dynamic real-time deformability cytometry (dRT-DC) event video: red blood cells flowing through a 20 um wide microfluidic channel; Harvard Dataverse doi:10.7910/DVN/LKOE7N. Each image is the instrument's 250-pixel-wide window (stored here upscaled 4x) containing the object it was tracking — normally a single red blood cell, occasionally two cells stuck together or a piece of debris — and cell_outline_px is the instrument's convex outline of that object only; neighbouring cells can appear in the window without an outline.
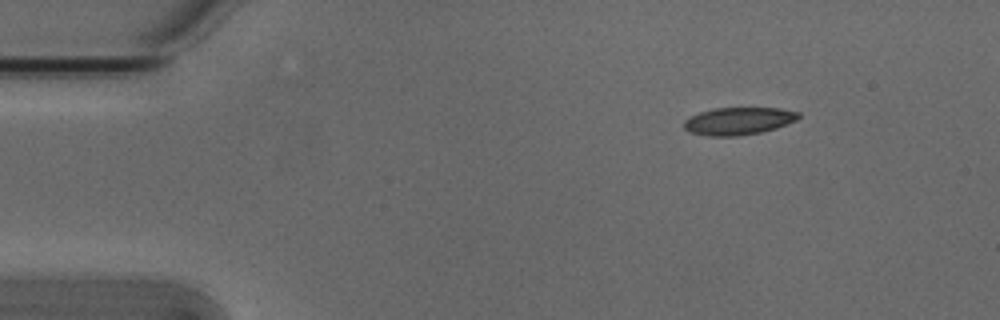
{"species": "Egyptian fruit bat (a non-hibernating species)", "species_latin": "Rousettus aegyptiacus", "temperature_condition": "cold", "stored_images_in_passage": 3, "camera_frame_rate_fps": 3000, "um_per_image_px": 0.085, "animal": {"sex": "male"}, "frame": {"image": 1, "passage_image": 1, "time_ms": 0.0, "image_size_px": [1000, 320], "cell_outline_px": [[800, 116], [796, 120], [776, 128], [760, 132], [736, 136], [708, 136], [688, 132], [684, 128], [684, 120], [700, 112], [716, 108], [780, 108], [800, 112]], "centroid_in_image_um": [62.77, 10.29], "position_along_channel_um": 22.2, "area_um2": 18.26}}